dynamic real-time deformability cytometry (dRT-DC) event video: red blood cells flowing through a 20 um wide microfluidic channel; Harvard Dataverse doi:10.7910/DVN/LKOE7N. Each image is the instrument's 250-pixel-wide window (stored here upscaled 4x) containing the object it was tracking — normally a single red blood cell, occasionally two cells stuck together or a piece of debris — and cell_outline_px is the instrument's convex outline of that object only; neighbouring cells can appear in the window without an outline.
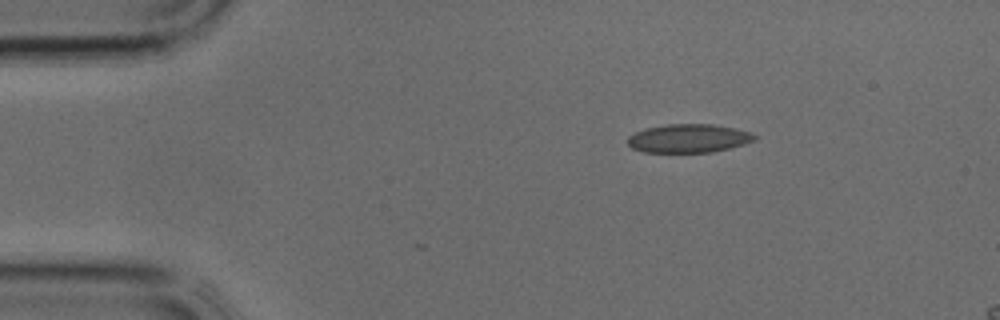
{"species": "common noctule bat (a hibernating species)", "species_latin": "Nyctalus noctula", "temperature_condition": "cold", "stored_images_in_passage": 3, "camera_frame_rate_fps": 3000, "um_per_image_px": 0.085, "animal": {"sex": "male", "body_mass_g": 17.9, "forearm_length_mm": 54.2}, "frame": {"image": 1, "passage_image": 1, "time_ms": 0.0, "image_size_px": [1000, 320], "cell_outline_px": [[756, 140], [744, 144], [712, 152], [644, 152], [632, 148], [628, 144], [628, 136], [636, 132], [648, 128], [668, 124], [712, 124], [736, 128], [748, 132], [756, 136]], "centroid_in_image_um": [58.54, 11.76], "position_along_channel_um": 26.5, "area_um2": 20.92}}